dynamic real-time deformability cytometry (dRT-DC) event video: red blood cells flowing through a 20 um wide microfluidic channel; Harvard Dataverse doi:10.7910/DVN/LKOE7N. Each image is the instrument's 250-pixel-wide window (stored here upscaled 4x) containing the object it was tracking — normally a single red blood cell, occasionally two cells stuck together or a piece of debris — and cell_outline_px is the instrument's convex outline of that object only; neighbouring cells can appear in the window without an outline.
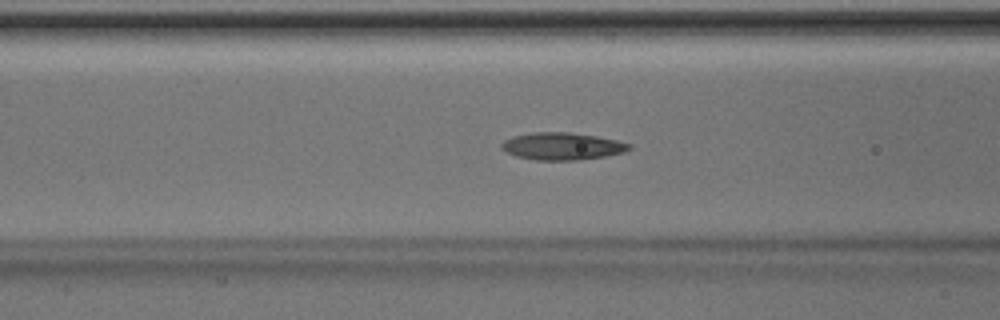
{"species": "Egyptian fruit bat (a non-hibernating species)", "species_latin": "Rousettus aegyptiacus", "temperature_condition": "room temperature", "stored_images_in_passage": 50, "camera_frame_rate_fps": 3000, "um_per_image_px": 0.085, "animal": {"sex": "male"}, "frame": {"image": 1, "passage_image": 20, "time_ms": 6.333, "image_size_px": [1000, 320], "cell_outline_px": [[632, 148], [624, 152], [604, 156], [576, 160], [536, 160], [516, 156], [500, 148], [500, 144], [504, 140], [512, 136], [532, 132], [568, 132], [596, 136], [616, 140], [632, 144]], "centroid_in_image_um": [47.77, 12.42], "position_along_channel_um": 118.8, "area_um2": 20.29}}
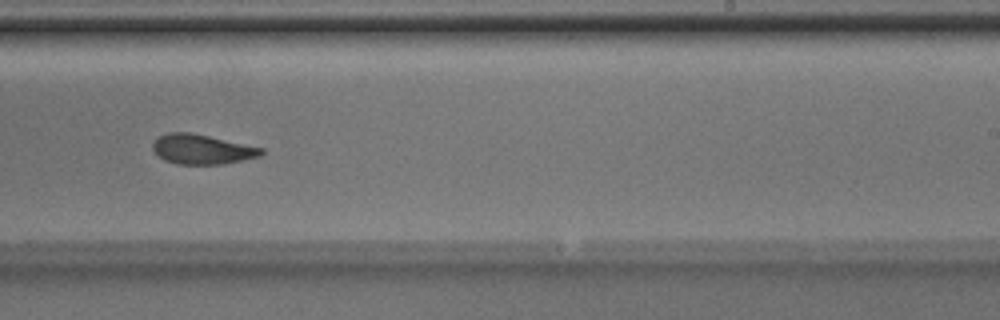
{"frame": {"image": 2, "passage_image": 31, "time_ms": 10.0, "image_size_px": [1000, 320], "cell_outline_px": [[264, 152], [260, 156], [220, 164], [176, 164], [164, 160], [152, 148], [152, 144], [160, 136], [168, 132], [192, 132], [264, 148]], "centroid_in_image_um": [17.17, 12.68], "position_along_channel_um": 271.8, "area_um2": 18.67}}
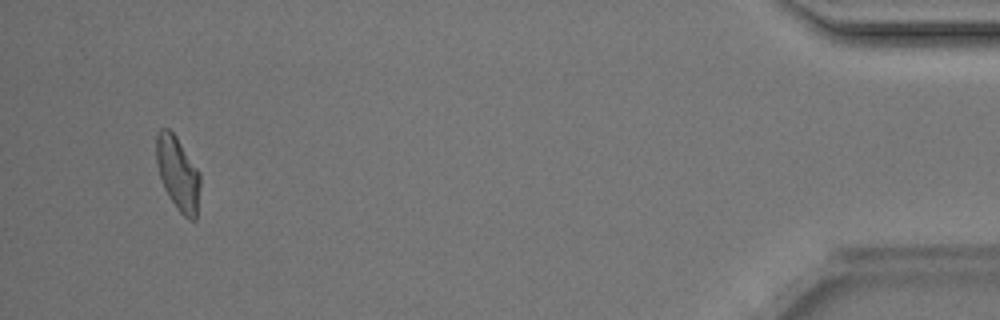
{"frame": {"image": 3, "passage_image": 47, "time_ms": 15.333, "image_size_px": [1000, 320], "cell_outline_px": [[200, 184], [196, 220], [188, 220], [176, 208], [168, 196], [164, 188], [156, 164], [156, 136], [160, 128], [168, 128], [176, 136], [200, 172]], "centroid_in_image_um": [15.12, 14.75], "position_along_channel_um": 420.1, "area_um2": 18.96}, "authors_computed_cell_mechanics": {"area_um2": 19.6809, "velocity_mm_per_s": 4.1809, "shape_relaxation_time_tau1_ms": 5.3458, "shape_relaxation_time_tau2_ms": 2.1841, "deformation_change_tau1": 0.1423, "deformation_change_tau2": 0.1016}}